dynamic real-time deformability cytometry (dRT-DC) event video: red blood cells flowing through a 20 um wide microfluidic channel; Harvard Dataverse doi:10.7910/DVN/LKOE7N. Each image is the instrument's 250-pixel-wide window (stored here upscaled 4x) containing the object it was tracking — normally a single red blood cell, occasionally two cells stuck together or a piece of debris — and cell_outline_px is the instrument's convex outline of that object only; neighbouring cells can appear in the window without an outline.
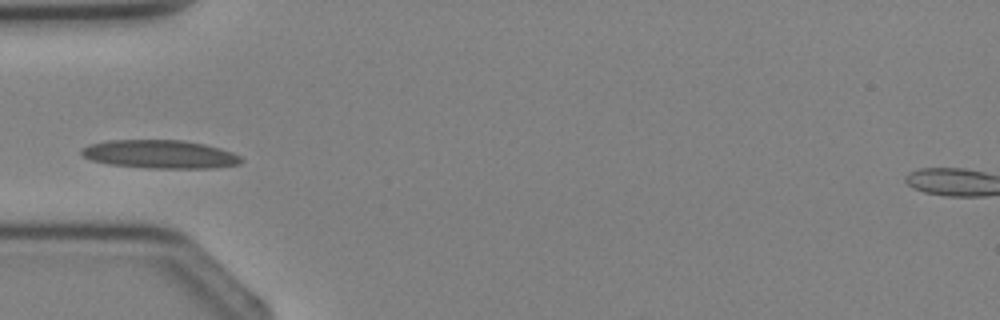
{"species": "Egyptian fruit bat (a non-hibernating species)", "species_latin": "Rousettus aegyptiacus", "temperature_condition": "cold", "stored_images_in_passage": 2, "camera_frame_rate_fps": 3000, "um_per_image_px": 0.085, "animal": {"sex": "female"}, "frame": {"image": 1, "passage_image": 2, "time_ms": 2.0, "image_size_px": [1000, 320], "cell_outline_px": [[244, 160], [240, 164], [212, 168], [148, 168], [108, 164], [92, 160], [84, 156], [80, 152], [80, 148], [88, 144], [108, 140], [184, 140], [204, 144], [220, 148], [232, 152], [240, 156]], "centroid_in_image_um": [13.59, 13.11], "position_along_channel_um": 71.4, "area_um2": 26.53}}